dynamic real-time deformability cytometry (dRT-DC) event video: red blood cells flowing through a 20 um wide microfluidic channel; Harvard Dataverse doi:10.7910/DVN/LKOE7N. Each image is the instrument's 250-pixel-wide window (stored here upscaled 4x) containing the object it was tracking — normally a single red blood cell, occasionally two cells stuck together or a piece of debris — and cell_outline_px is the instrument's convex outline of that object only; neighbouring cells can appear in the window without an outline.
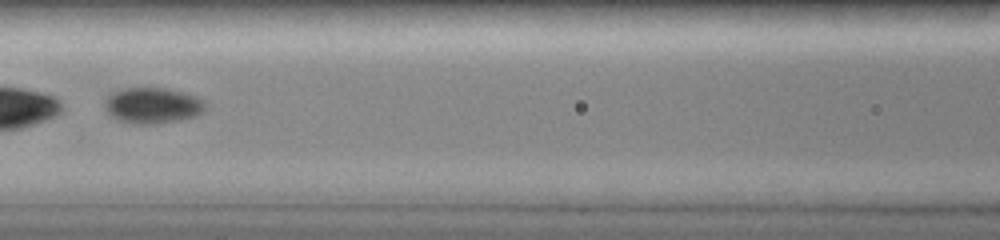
{"species": "common noctule bat (a hibernating species)", "species_latin": "Nyctalus noctula", "temperature_condition": "room temperature", "stored_images_in_passage": 45, "camera_frame_rate_fps": 3000, "um_per_image_px": 0.085, "animal": {"sex": "female", "body_mass_g": 19.0, "forearm_length_mm": 51.5}, "frame": {"image": 1, "passage_image": 20, "time_ms": 6.333, "image_size_px": [1000, 240], "cell_outline_px": [[204, 108], [196, 116], [180, 120], [156, 124], [132, 124], [116, 120], [108, 112], [104, 104], [108, 96], [112, 92], [124, 88], [164, 88], [196, 96], [204, 104]], "centroid_in_image_um": [12.91, 8.98], "position_along_channel_um": 153.7, "area_um2": 20.81}}
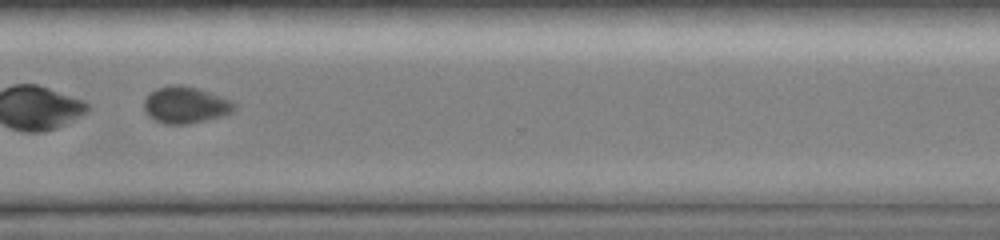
{"frame": {"image": 2, "passage_image": 35, "time_ms": 11.333, "image_size_px": [1000, 240], "cell_outline_px": [[236, 108], [232, 112], [220, 116], [188, 124], [164, 124], [148, 116], [144, 108], [144, 100], [156, 88], [172, 84], [180, 84], [196, 88], [208, 92], [228, 100], [236, 104]], "centroid_in_image_um": [15.73, 8.92], "position_along_channel_um": 354.9, "area_um2": 18.96}, "authors_computed_cell_mechanics": {"area_um2": 21.8484, "velocity_mm_per_s": 4.0183, "shape_relaxation_time_tau1_ms": null, "shape_relaxation_time_tau2_ms": 1.3103, "deformation_change_tau1": null, "deformation_change_tau2": 0.032}}